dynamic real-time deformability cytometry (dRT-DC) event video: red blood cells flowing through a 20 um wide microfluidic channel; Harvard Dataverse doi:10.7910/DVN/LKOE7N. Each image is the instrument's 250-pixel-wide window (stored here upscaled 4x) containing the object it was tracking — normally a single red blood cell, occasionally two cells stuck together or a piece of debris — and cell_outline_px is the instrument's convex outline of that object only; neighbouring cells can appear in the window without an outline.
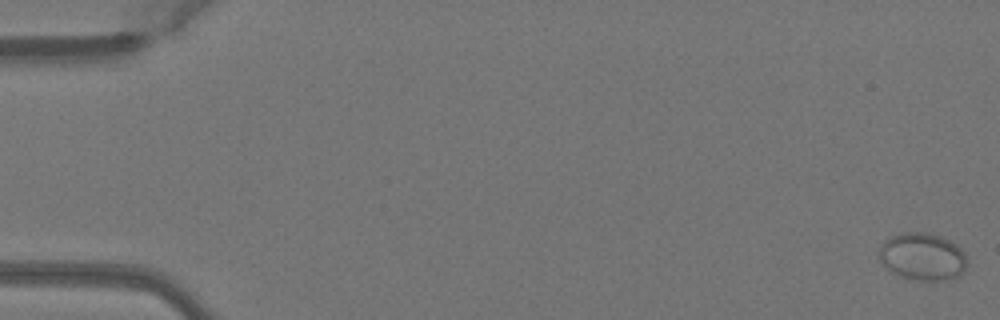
{"species": "Egyptian fruit bat (a non-hibernating species)", "species_latin": "Rousettus aegyptiacus", "temperature_condition": "warm", "stored_images_in_passage": 51, "camera_frame_rate_fps": 3000, "um_per_image_px": 0.085, "animal": {"sex": "female"}, "frame": {"image": 1, "passage_image": 1, "time_ms": 0.0, "image_size_px": [1000, 320], "cell_outline_px": [[968, 264], [964, 272], [960, 276], [944, 280], [916, 280], [900, 276], [892, 272], [880, 260], [880, 244], [884, 240], [892, 236], [904, 232], [928, 232], [940, 236], [956, 244], [964, 252]], "centroid_in_image_um": [78.44, 21.81], "position_along_channel_um": 6.6, "area_um2": 24.39}}
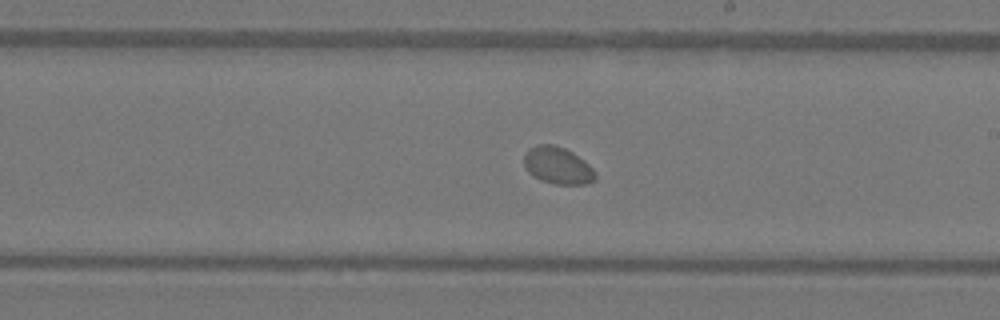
{"frame": {"image": 2, "passage_image": 30, "time_ms": 9.667, "image_size_px": [1000, 320], "cell_outline_px": [[596, 180], [588, 184], [556, 184], [540, 180], [532, 176], [528, 172], [524, 164], [524, 152], [528, 148], [536, 144], [556, 144], [572, 152], [588, 164], [596, 172]], "centroid_in_image_um": [47.38, 14.06], "position_along_channel_um": 241.6, "area_um2": 15.61}}
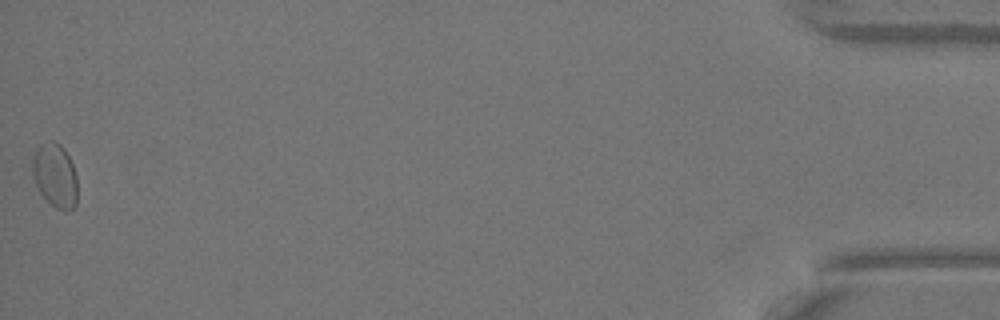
{"frame": {"image": 3, "passage_image": 51, "time_ms": 16.667, "image_size_px": [1000, 320], "cell_outline_px": [[76, 204], [68, 212], [64, 212], [56, 208], [40, 192], [32, 176], [32, 156], [36, 148], [40, 144], [52, 140], [60, 144], [64, 148], [72, 164], [76, 176]], "centroid_in_image_um": [4.66, 14.9], "position_along_channel_um": 430.5, "area_um2": 16.76}}